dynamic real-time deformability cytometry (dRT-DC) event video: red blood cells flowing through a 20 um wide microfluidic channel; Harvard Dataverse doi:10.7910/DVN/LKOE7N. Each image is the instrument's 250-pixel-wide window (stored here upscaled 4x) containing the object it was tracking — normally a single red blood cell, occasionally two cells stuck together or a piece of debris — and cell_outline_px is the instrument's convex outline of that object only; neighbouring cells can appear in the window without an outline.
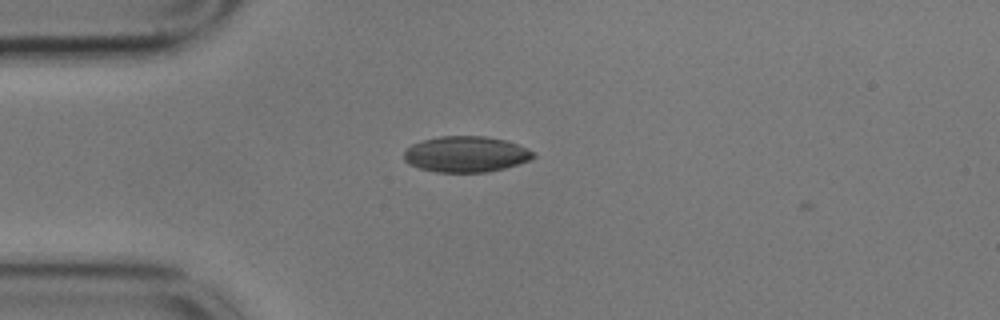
{"species": "common noctule bat (a hibernating species)", "species_latin": "Nyctalus noctula", "temperature_condition": "cold", "stored_images_in_passage": 3, "camera_frame_rate_fps": 3000, "um_per_image_px": 0.085, "animal": {"sex": "male", "body_mass_g": 17.9}, "frame": {"image": 1, "passage_image": 1, "time_ms": 0.0, "image_size_px": [1000, 320], "cell_outline_px": [[536, 156], [528, 160], [504, 168], [488, 172], [436, 172], [420, 168], [408, 164], [404, 160], [404, 152], [412, 144], [424, 140], [440, 136], [484, 136], [504, 140], [528, 148]], "centroid_in_image_um": [39.58, 13.11], "position_along_channel_um": 45.4, "area_um2": 26.82}}